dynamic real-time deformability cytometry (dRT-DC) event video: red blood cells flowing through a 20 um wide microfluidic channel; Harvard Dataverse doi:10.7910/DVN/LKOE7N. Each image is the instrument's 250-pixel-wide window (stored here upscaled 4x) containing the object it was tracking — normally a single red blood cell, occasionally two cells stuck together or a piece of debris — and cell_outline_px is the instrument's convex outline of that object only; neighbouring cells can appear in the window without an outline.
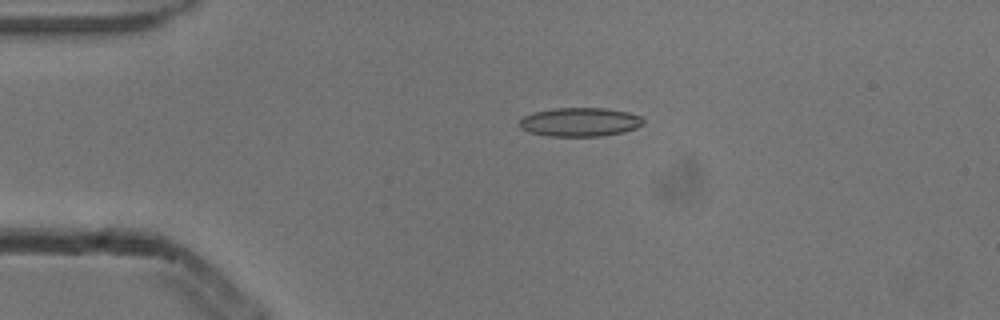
{"species": "common noctule bat (a hibernating species)", "species_latin": "Nyctalus noctula", "temperature_condition": "cold", "stored_images_in_passage": 2, "camera_frame_rate_fps": 3000, "um_per_image_px": 0.085, "animal": {"sex": "male", "body_mass_g": 13.3}, "frame": {"image": 1, "passage_image": 1, "time_ms": 0.0, "image_size_px": [1000, 320], "cell_outline_px": [[644, 124], [636, 128], [624, 132], [604, 136], [548, 136], [528, 132], [520, 128], [520, 120], [524, 116], [532, 112], [556, 108], [604, 108], [628, 112], [640, 116], [644, 120]], "centroid_in_image_um": [49.3, 10.38], "position_along_channel_um": 35.7, "area_um2": 20.92}}